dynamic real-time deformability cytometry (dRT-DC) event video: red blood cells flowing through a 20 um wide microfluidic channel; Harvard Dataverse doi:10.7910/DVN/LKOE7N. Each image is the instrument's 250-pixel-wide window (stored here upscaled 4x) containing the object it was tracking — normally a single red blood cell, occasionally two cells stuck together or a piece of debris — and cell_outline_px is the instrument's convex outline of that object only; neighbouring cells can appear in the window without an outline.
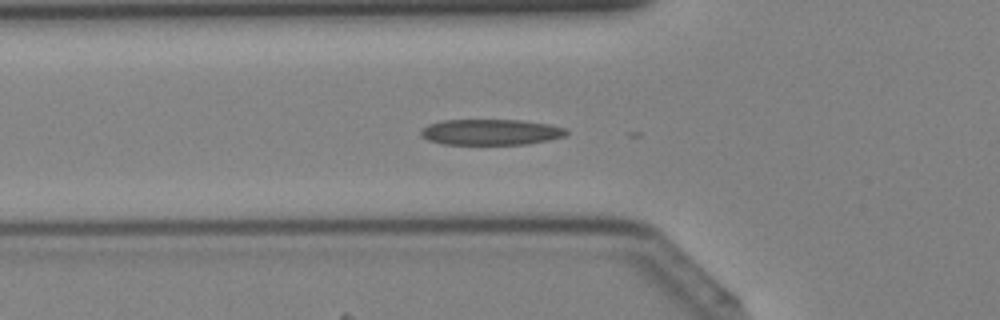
{"species": "Egyptian fruit bat (a non-hibernating species)", "species_latin": "Rousettus aegyptiacus", "temperature_condition": "cold", "stored_images_in_passage": 42, "camera_frame_rate_fps": 3000, "um_per_image_px": 0.085, "animal": {"sex": "female"}, "frame": {"image": 1, "passage_image": 15, "time_ms": 4.667, "image_size_px": [1000, 320], "cell_outline_px": [[568, 132], [564, 136], [548, 140], [528, 144], [444, 144], [428, 140], [420, 136], [420, 128], [428, 124], [444, 120], [520, 120], [552, 124], [568, 128]], "centroid_in_image_um": [41.72, 11.22], "position_along_channel_um": 84.1, "area_um2": 22.08}}
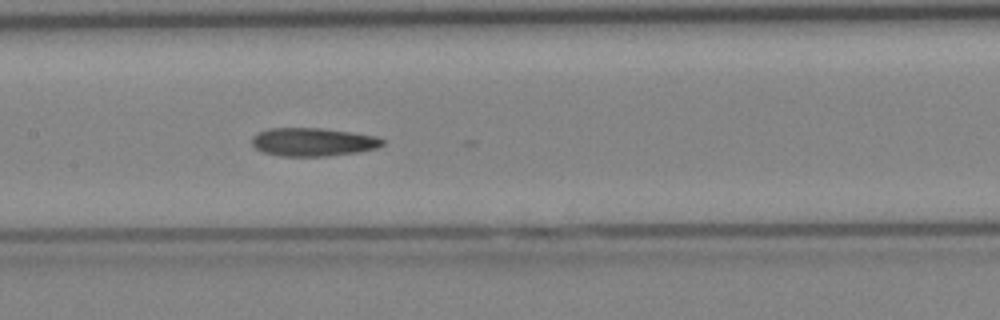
{"frame": {"image": 2, "passage_image": 21, "time_ms": 6.667, "image_size_px": [1000, 320], "cell_outline_px": [[384, 144], [376, 148], [356, 152], [328, 156], [280, 156], [264, 152], [256, 148], [252, 144], [252, 136], [256, 132], [268, 128], [324, 128], [380, 136], [384, 140]], "centroid_in_image_um": [26.61, 12.05], "position_along_channel_um": 180.8, "area_um2": 21.73}}
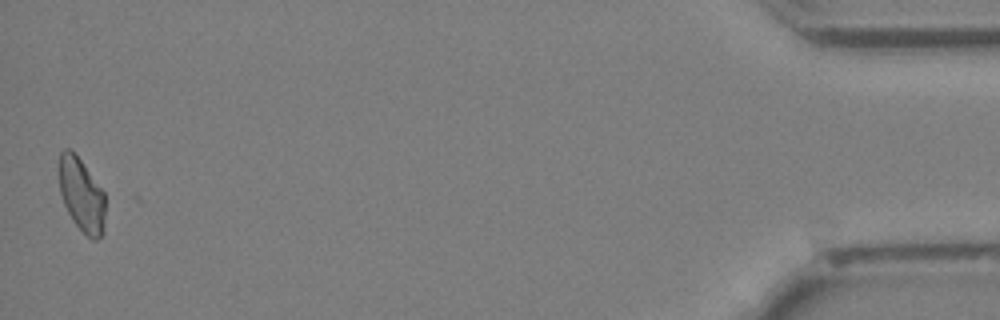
{"frame": {"image": 3, "passage_image": 42, "time_ms": 13.667, "image_size_px": [1000, 320], "cell_outline_px": [[104, 232], [96, 240], [92, 240], [72, 220], [64, 204], [60, 192], [60, 152], [64, 148], [68, 148], [80, 160], [104, 192]], "centroid_in_image_um": [6.94, 16.6], "position_along_channel_um": 428.3, "area_um2": 19.31}}